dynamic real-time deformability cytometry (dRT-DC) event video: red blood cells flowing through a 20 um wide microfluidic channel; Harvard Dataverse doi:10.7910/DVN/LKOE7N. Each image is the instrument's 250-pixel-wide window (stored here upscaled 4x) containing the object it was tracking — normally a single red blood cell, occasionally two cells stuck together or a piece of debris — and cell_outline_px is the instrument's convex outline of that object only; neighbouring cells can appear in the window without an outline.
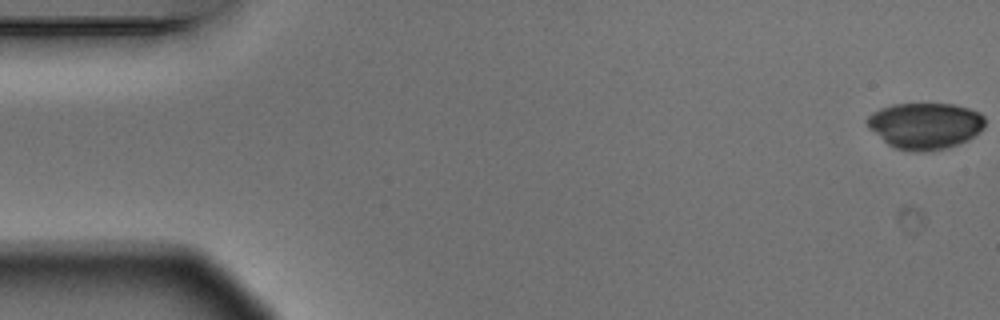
{"species": "Egyptian fruit bat (a non-hibernating species)", "species_latin": "Rousettus aegyptiacus", "temperature_condition": "warm", "stored_images_in_passage": 6, "camera_frame_rate_fps": 3000, "um_per_image_px": 0.085, "animal": {"sex": "male"}, "frame": {"image": 1, "passage_image": 1, "time_ms": 0.0, "image_size_px": [1000, 320], "cell_outline_px": [[984, 128], [980, 132], [968, 140], [944, 148], [920, 152], [916, 152], [896, 148], [888, 144], [868, 128], [868, 116], [872, 112], [880, 108], [892, 104], [952, 104], [968, 108], [980, 112], [984, 116]], "centroid_in_image_um": [78.64, 10.68], "position_along_channel_um": 6.4, "area_um2": 31.67}}